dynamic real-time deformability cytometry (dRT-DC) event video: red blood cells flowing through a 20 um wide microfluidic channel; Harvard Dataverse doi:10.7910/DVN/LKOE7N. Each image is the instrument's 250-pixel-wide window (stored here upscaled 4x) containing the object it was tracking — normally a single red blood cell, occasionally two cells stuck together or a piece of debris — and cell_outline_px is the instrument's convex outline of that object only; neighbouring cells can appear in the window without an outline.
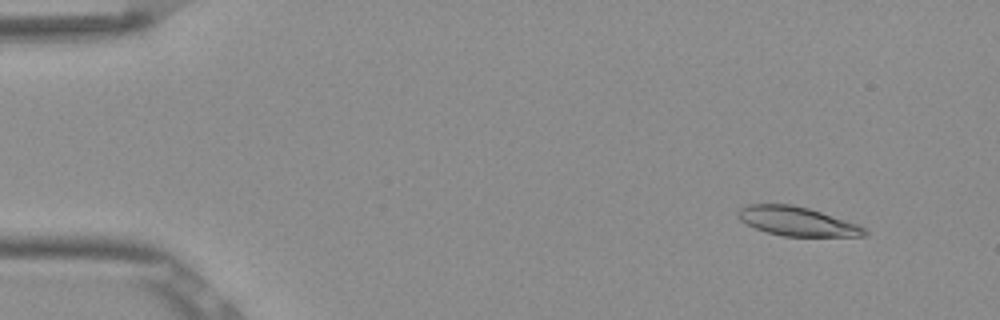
{"species": "Egyptian fruit bat (a non-hibernating species)", "species_latin": "Rousettus aegyptiacus", "temperature_condition": "room temperature", "stored_images_in_passage": 53, "camera_frame_rate_fps": 3000, "um_per_image_px": 0.085, "frame": {"image": 1, "passage_image": 5, "time_ms": 1.333, "image_size_px": [1000, 320], "cell_outline_px": [[868, 232], [864, 236], [784, 236], [768, 232], [756, 228], [740, 220], [736, 212], [740, 208], [748, 204], [792, 204], [808, 208], [856, 224], [864, 228]], "centroid_in_image_um": [67.71, 18.8], "position_along_channel_um": 17.3, "area_um2": 21.04}}
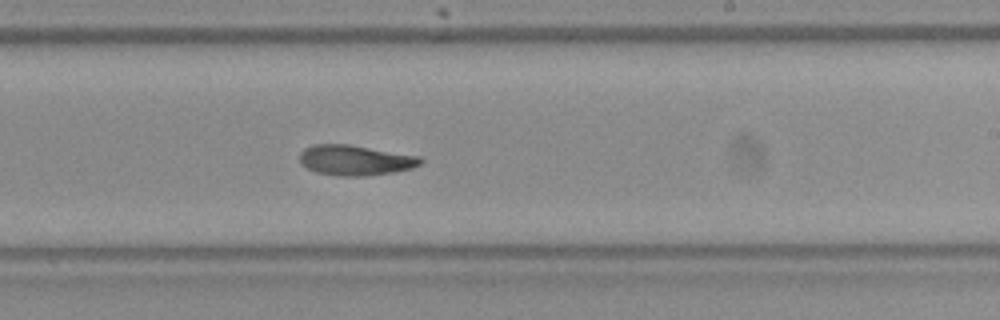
{"frame": {"image": 2, "passage_image": 32, "time_ms": 10.333, "image_size_px": [1000, 320], "cell_outline_px": [[424, 160], [420, 164], [412, 168], [392, 172], [364, 176], [336, 176], [316, 172], [300, 164], [300, 152], [304, 148], [312, 144], [348, 144], [420, 156]], "centroid_in_image_um": [30.17, 13.61], "position_along_channel_um": 258.8, "area_um2": 21.39}}
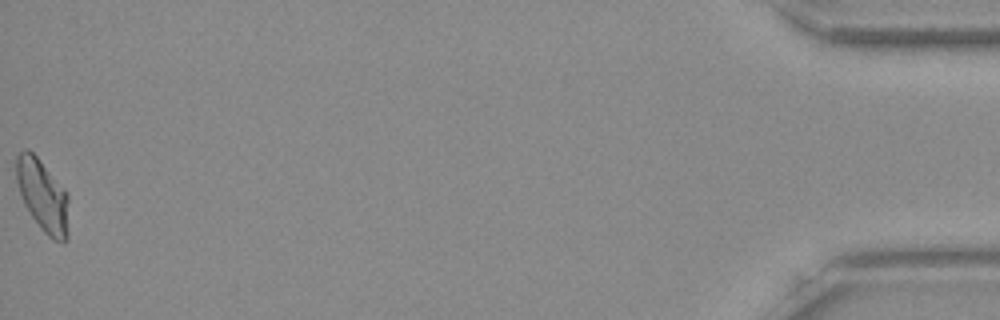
{"frame": {"image": 3, "passage_image": 53, "time_ms": 17.333, "image_size_px": [1000, 320], "cell_outline_px": [[68, 240], [64, 244], [52, 240], [40, 228], [24, 204], [16, 180], [16, 156], [24, 148], [28, 148], [36, 156], [64, 188], [68, 196]], "centroid_in_image_um": [3.65, 16.66], "position_along_channel_um": 431.6, "area_um2": 22.14}, "authors_computed_cell_mechanics": {"area_um2": 21.3282, "velocity_mm_per_s": 3.8617, "shape_relaxation_time_tau1_ms": null, "shape_relaxation_time_tau2_ms": 2.8343, "deformation_change_tau1": null, "deformation_change_tau2": 0.0976}}